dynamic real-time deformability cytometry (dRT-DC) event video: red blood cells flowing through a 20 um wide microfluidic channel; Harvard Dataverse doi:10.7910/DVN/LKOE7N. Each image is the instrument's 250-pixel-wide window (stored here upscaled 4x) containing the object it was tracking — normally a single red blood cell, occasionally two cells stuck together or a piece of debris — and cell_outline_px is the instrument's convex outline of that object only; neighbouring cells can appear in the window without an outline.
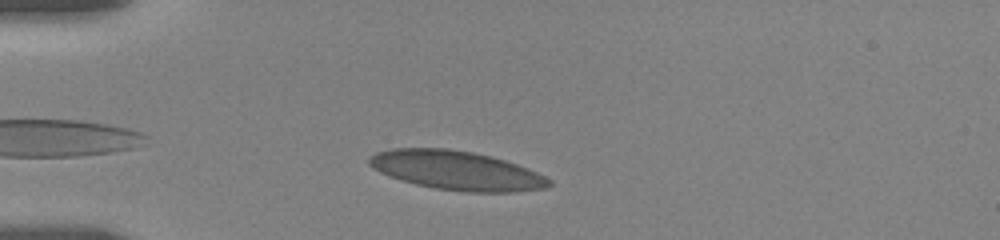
{"species": "human", "species_latin": "Homo sapiens", "temperature_condition": "room temperature", "stored_images_in_passage": 35, "camera_frame_rate_fps": 3000, "um_per_image_px": 0.085, "donor": {"sex": "female"}, "frame": {"image": 1, "passage_image": 3, "time_ms": 0.667, "image_size_px": [1000, 240], "cell_outline_px": [[552, 184], [548, 188], [516, 192], [468, 192], [436, 188], [416, 184], [400, 180], [380, 172], [372, 168], [368, 164], [368, 156], [376, 152], [392, 148], [448, 148], [472, 152], [504, 160], [528, 168], [552, 180]], "centroid_in_image_um": [38.79, 14.49], "position_along_channel_um": 46.2, "area_um2": 40.98}}
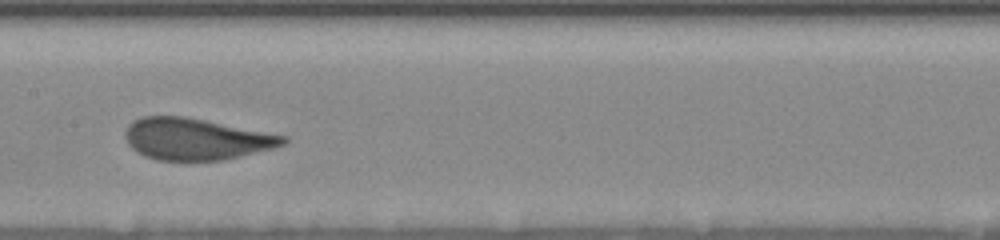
{"frame": {"image": 2, "passage_image": 21, "time_ms": 5.333, "image_size_px": [1000, 240], "cell_outline_px": [[288, 140], [284, 144], [272, 148], [224, 160], [156, 160], [144, 156], [136, 152], [128, 144], [124, 136], [124, 132], [128, 124], [132, 120], [144, 116], [184, 116], [288, 136]], "centroid_in_image_um": [16.61, 11.81], "position_along_channel_um": 190.8, "area_um2": 38.32}}
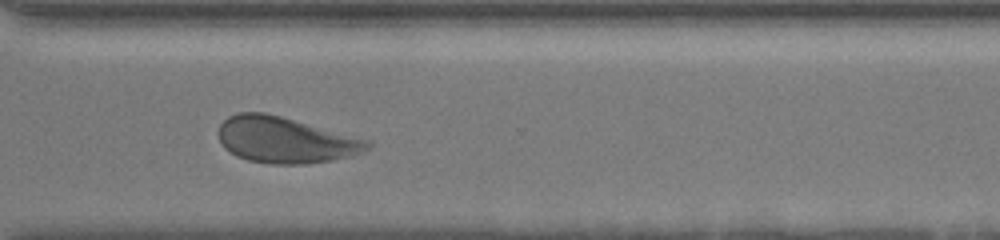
{"frame": {"image": 3, "passage_image": 31, "time_ms": 9.667, "image_size_px": [1000, 240], "cell_outline_px": [[372, 144], [364, 152], [352, 156], [332, 160], [308, 164], [268, 164], [248, 160], [236, 156], [224, 148], [216, 132], [220, 124], [228, 116], [240, 112], [264, 112], [280, 116], [372, 140]], "centroid_in_image_um": [24.26, 11.9], "position_along_channel_um": 346.3, "area_um2": 40.4}, "authors_computed_cell_mechanics": {"area_um2": 39.2462, "velocity_mm_per_s": 3.5992, "shape_relaxation_time_tau1_ms": 3.5983, "shape_relaxation_time_tau2_ms": null, "deformation_change_tau1": 0.1298, "deformation_change_tau2": null}}